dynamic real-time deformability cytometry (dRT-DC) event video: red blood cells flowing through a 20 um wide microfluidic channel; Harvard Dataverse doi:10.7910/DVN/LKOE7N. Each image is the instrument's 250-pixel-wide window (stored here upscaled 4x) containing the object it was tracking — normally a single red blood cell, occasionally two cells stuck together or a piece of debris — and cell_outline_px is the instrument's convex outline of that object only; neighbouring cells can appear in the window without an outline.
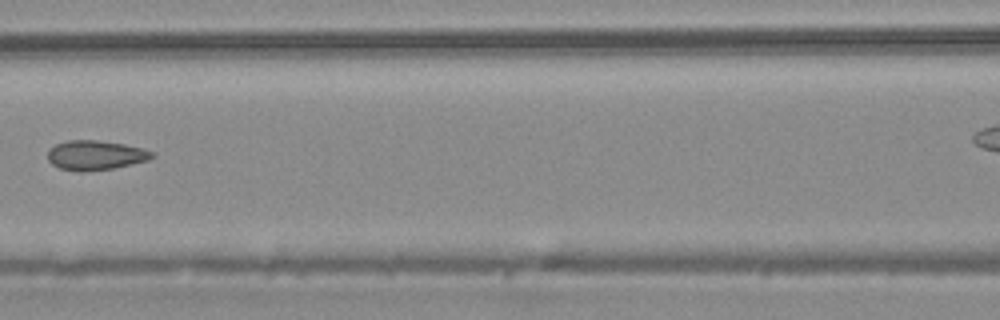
{"species": "common noctule bat (a hibernating species)", "species_latin": "Nyctalus noctula", "temperature_condition": "warm", "stored_images_in_passage": 7, "segment_of_instrument_passage": [1, 2], "camera_frame_rate_fps": 3000, "um_per_image_px": 0.085, "animal": {"sex": "male", "body_mass_g": 20.4}, "frame": {"image": 1, "passage_image": 5, "time_ms": 1.333, "image_size_px": [1000, 320], "cell_outline_px": [[156, 156], [148, 160], [112, 168], [84, 172], [80, 172], [60, 168], [52, 164], [48, 160], [48, 148], [56, 144], [68, 140], [96, 140], [124, 144], [144, 148], [156, 152]], "centroid_in_image_um": [8.13, 13.19], "position_along_channel_um": 158.5, "area_um2": 18.09}}
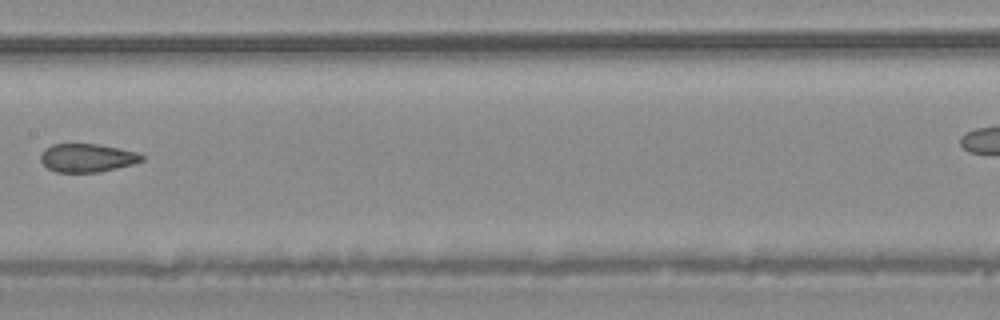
{"frame": {"image": 2, "passage_image": 6, "time_ms": 1.667, "image_size_px": [1000, 320], "cell_outline_px": [[144, 160], [132, 164], [100, 172], [56, 172], [48, 168], [40, 160], [40, 152], [44, 148], [52, 144], [96, 144], [136, 152], [144, 156]], "centroid_in_image_um": [7.36, 13.42], "position_along_channel_um": 200.0, "area_um2": 16.65}}